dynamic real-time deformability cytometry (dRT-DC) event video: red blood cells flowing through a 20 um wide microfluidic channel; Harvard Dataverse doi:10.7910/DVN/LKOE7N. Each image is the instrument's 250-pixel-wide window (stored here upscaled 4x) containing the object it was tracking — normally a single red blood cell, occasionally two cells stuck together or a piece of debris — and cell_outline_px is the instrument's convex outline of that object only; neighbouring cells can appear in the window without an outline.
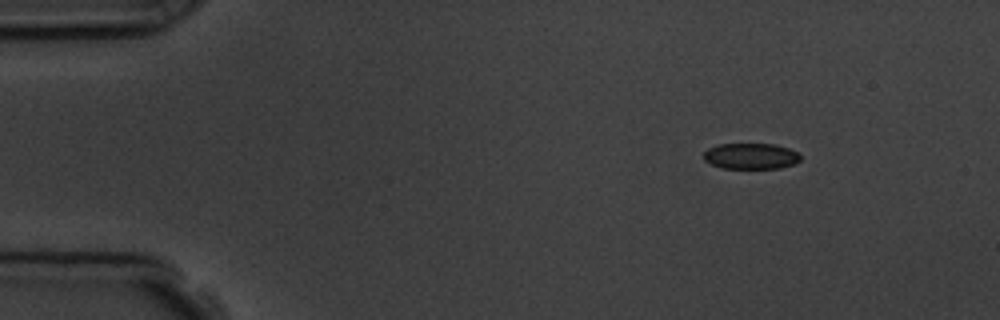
{"species": "common noctule bat (a hibernating species)", "species_latin": "Nyctalus noctula", "temperature_condition": "room temperature", "stored_images_in_passage": 7, "camera_frame_rate_fps": 3000, "um_per_image_px": 0.085, "animal": {"sex": "male", "body_mass_g": 19.5, "forearm_length_mm": 54.6}, "frame": {"image": 1, "passage_image": 1, "time_ms": 0.0, "image_size_px": [1000, 320], "cell_outline_px": [[800, 160], [796, 164], [780, 168], [720, 168], [704, 160], [704, 152], [708, 148], [716, 144], [776, 144], [788, 148], [796, 152], [800, 156]], "centroid_in_image_um": [63.82, 13.27], "position_along_channel_um": 21.2, "area_um2": 14.68}}
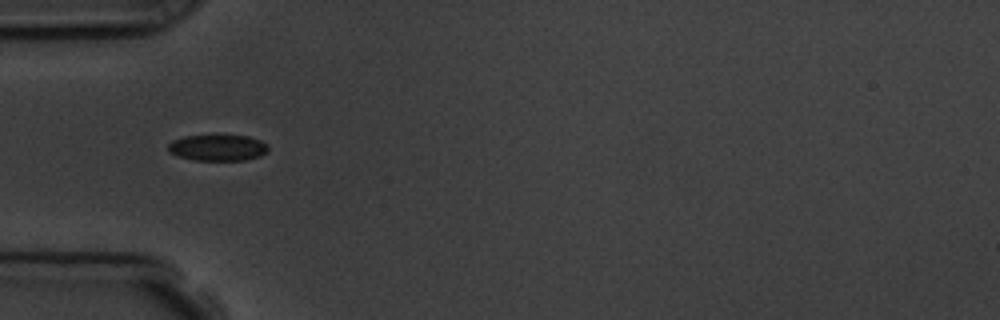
{"frame": {"image": 2, "passage_image": 4, "time_ms": 3.333, "image_size_px": [1000, 320], "cell_outline_px": [[268, 152], [260, 156], [244, 160], [192, 160], [168, 152], [168, 144], [172, 140], [184, 136], [248, 136], [260, 140], [268, 144]], "centroid_in_image_um": [18.52, 12.56], "position_along_channel_um": 66.5, "area_um2": 15.2}}